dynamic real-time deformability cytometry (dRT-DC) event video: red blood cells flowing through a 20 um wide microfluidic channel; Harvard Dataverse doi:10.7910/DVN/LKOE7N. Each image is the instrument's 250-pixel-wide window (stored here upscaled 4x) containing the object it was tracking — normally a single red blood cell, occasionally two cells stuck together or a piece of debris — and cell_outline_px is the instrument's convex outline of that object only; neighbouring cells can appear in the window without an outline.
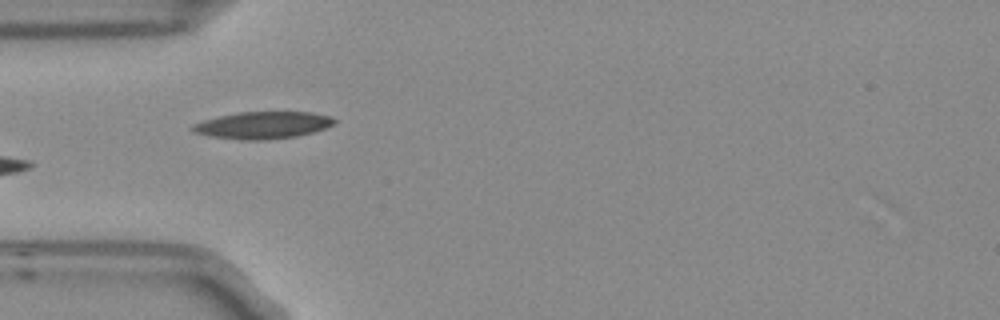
{"species": "Egyptian fruit bat (a non-hibernating species)", "species_latin": "Rousettus aegyptiacus", "temperature_condition": "room temperature", "stored_images_in_passage": 5, "camera_frame_rate_fps": 3000, "um_per_image_px": 0.085, "frame": {"image": 1, "passage_image": 5, "time_ms": 1.333, "image_size_px": [1000, 320], "cell_outline_px": [[336, 124], [312, 132], [296, 136], [260, 140], [240, 140], [212, 136], [196, 132], [188, 128], [192, 124], [204, 120], [220, 116], [240, 112], [312, 112], [332, 116], [336, 120]], "centroid_in_image_um": [22.36, 10.63], "position_along_channel_um": 62.6, "area_um2": 22.25}}